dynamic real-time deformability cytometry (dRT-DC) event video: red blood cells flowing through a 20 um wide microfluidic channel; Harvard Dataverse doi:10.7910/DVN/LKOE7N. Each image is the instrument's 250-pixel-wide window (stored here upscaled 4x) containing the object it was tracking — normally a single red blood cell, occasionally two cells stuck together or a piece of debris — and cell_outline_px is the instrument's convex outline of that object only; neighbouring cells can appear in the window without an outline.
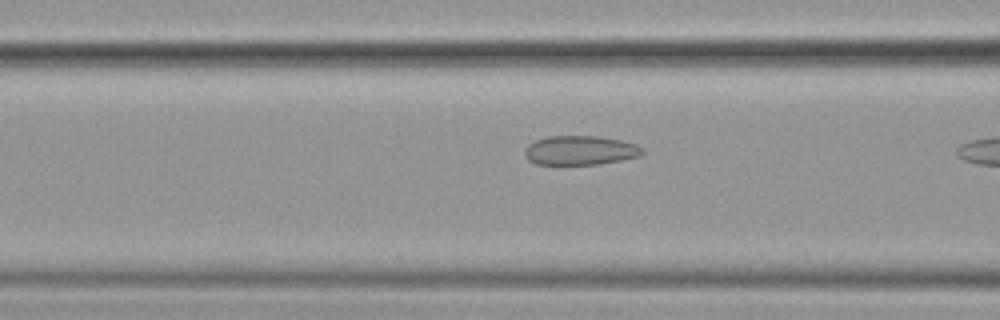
{"species": "common noctule bat (a hibernating species)", "species_latin": "Nyctalus noctula", "temperature_condition": "cold", "stored_images_in_passage": 8, "camera_frame_rate_fps": 3000, "um_per_image_px": 0.085, "animal": {"sex": "female", "body_mass_g": 19.9}, "frame": {"image": 1, "passage_image": 7, "time_ms": 2.0, "image_size_px": [1000, 320], "cell_outline_px": [[644, 152], [640, 156], [600, 164], [536, 164], [528, 160], [524, 152], [524, 148], [528, 144], [536, 140], [548, 136], [596, 136], [620, 140], [636, 144], [644, 148]], "centroid_in_image_um": [49.31, 12.78], "position_along_channel_um": 117.3, "area_um2": 20.06}}